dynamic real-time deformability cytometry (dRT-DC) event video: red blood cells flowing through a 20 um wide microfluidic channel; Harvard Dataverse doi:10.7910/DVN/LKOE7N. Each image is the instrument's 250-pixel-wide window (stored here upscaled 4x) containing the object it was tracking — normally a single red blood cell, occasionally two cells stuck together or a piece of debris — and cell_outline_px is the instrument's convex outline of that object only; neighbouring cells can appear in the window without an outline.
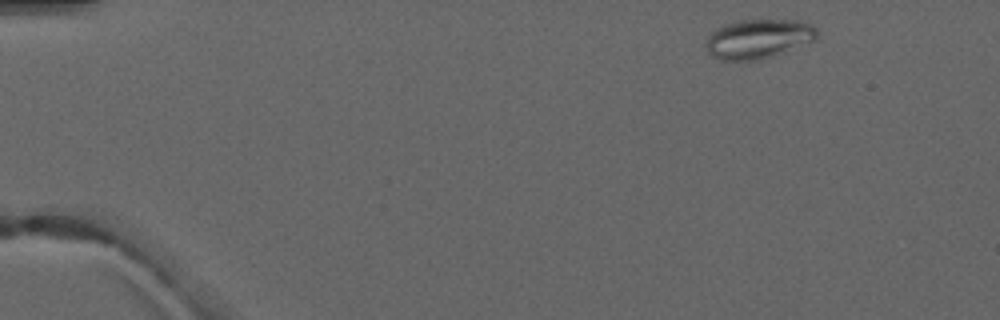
{"species": "common noctule bat (a hibernating species)", "species_latin": "Nyctalus noctula", "temperature_condition": "warm", "stored_images_in_passage": 4, "camera_frame_rate_fps": 3000, "um_per_image_px": 0.085, "animal": {"sex": "male", "forearm_length_mm": 52.5}, "frame": {"image": 1, "passage_image": 1, "time_ms": 0.0, "image_size_px": [1000, 320], "cell_outline_px": [[816, 40], [756, 60], [720, 60], [712, 56], [708, 52], [704, 44], [708, 36], [716, 28], [724, 24], [740, 20], [804, 20], [812, 24], [816, 28]], "centroid_in_image_um": [64.42, 3.27], "position_along_channel_um": 20.6, "area_um2": 25.26}}